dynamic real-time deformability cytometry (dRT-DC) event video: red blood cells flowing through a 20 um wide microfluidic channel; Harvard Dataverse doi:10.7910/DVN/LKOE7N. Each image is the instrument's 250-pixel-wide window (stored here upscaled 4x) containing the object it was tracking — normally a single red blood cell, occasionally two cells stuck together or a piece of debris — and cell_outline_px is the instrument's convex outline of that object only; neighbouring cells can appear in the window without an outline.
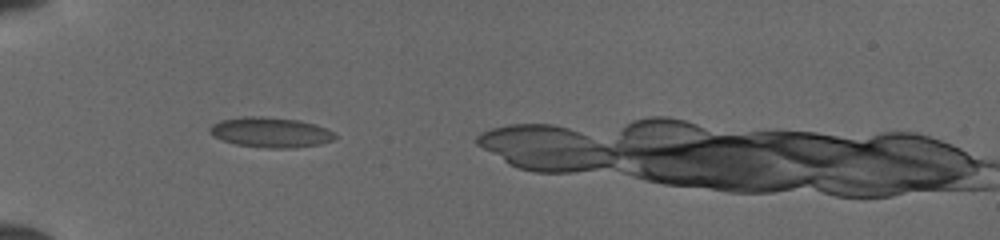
{"species": "common noctule bat (a hibernating species)", "species_latin": "Nyctalus noctula", "temperature_condition": "cold", "stored_images_in_passage": 6, "camera_frame_rate_fps": 3000, "um_per_image_px": 0.085, "animal": {"sex": "female", "body_mass_g": 19.5, "forearm_length_mm": 54.1}, "frame": {"image": 1, "passage_image": 2, "time_ms": 0.333, "image_size_px": [1000, 240], "cell_outline_px": [[336, 136], [332, 140], [320, 144], [292, 148], [268, 148], [236, 144], [212, 136], [208, 132], [208, 128], [212, 124], [220, 120], [244, 116], [260, 116], [300, 120], [324, 128], [332, 132]], "centroid_in_image_um": [22.94, 11.24], "position_along_channel_um": 62.1, "area_um2": 21.85}}